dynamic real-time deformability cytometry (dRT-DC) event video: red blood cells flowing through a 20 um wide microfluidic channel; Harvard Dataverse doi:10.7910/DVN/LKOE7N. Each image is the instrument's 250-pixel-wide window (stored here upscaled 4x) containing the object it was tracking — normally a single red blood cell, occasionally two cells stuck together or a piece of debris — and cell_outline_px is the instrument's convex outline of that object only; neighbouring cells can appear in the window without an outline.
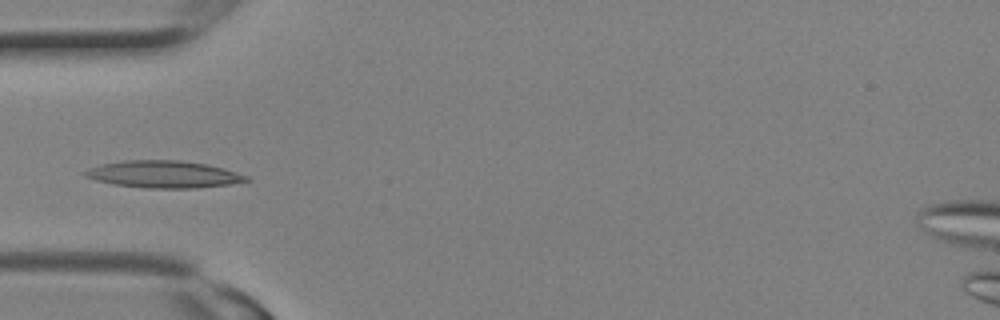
{"species": "Egyptian fruit bat (a non-hibernating species)", "species_latin": "Rousettus aegyptiacus", "temperature_condition": "room temperature", "stored_images_in_passage": 3, "camera_frame_rate_fps": 3000, "um_per_image_px": 0.085, "animal": {"sex": "female"}, "frame": {"image": 1, "passage_image": 3, "time_ms": 0.667, "image_size_px": [1000, 320], "cell_outline_px": [[252, 180], [228, 184], [196, 188], [148, 188], [112, 184], [96, 180], [84, 176], [80, 172], [88, 168], [100, 164], [124, 160], [180, 160], [208, 164], [224, 168], [248, 176]], "centroid_in_image_um": [13.87, 14.81], "position_along_channel_um": 71.1, "area_um2": 25.66}}